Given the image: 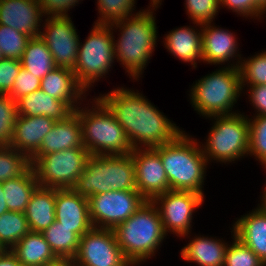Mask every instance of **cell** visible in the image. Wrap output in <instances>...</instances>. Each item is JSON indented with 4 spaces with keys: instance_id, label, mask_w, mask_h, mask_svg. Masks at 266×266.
<instances>
[{
    "instance_id": "4dcf8cb0",
    "label": "cell",
    "mask_w": 266,
    "mask_h": 266,
    "mask_svg": "<svg viewBox=\"0 0 266 266\" xmlns=\"http://www.w3.org/2000/svg\"><path fill=\"white\" fill-rule=\"evenodd\" d=\"M30 231L23 212L7 211L0 216V249L11 248Z\"/></svg>"
},
{
    "instance_id": "7402d4cb",
    "label": "cell",
    "mask_w": 266,
    "mask_h": 266,
    "mask_svg": "<svg viewBox=\"0 0 266 266\" xmlns=\"http://www.w3.org/2000/svg\"><path fill=\"white\" fill-rule=\"evenodd\" d=\"M232 234L247 245L266 266V213L259 207L241 216Z\"/></svg>"
},
{
    "instance_id": "ac0fdd59",
    "label": "cell",
    "mask_w": 266,
    "mask_h": 266,
    "mask_svg": "<svg viewBox=\"0 0 266 266\" xmlns=\"http://www.w3.org/2000/svg\"><path fill=\"white\" fill-rule=\"evenodd\" d=\"M202 61L207 64H223L232 58L238 56L236 64H230L233 67H239L241 54L237 51L236 35L222 28L211 26V23L202 24ZM237 53V55H236Z\"/></svg>"
},
{
    "instance_id": "8d00e7d4",
    "label": "cell",
    "mask_w": 266,
    "mask_h": 266,
    "mask_svg": "<svg viewBox=\"0 0 266 266\" xmlns=\"http://www.w3.org/2000/svg\"><path fill=\"white\" fill-rule=\"evenodd\" d=\"M17 116L16 101L8 94H0V146H10Z\"/></svg>"
},
{
    "instance_id": "9a60e30c",
    "label": "cell",
    "mask_w": 266,
    "mask_h": 266,
    "mask_svg": "<svg viewBox=\"0 0 266 266\" xmlns=\"http://www.w3.org/2000/svg\"><path fill=\"white\" fill-rule=\"evenodd\" d=\"M136 170V189L148 201L169 190V181L159 153L154 148L131 152Z\"/></svg>"
},
{
    "instance_id": "cb8c5ba5",
    "label": "cell",
    "mask_w": 266,
    "mask_h": 266,
    "mask_svg": "<svg viewBox=\"0 0 266 266\" xmlns=\"http://www.w3.org/2000/svg\"><path fill=\"white\" fill-rule=\"evenodd\" d=\"M56 188L38 186L33 192L25 216L30 231L43 232L56 220Z\"/></svg>"
},
{
    "instance_id": "8fae6325",
    "label": "cell",
    "mask_w": 266,
    "mask_h": 266,
    "mask_svg": "<svg viewBox=\"0 0 266 266\" xmlns=\"http://www.w3.org/2000/svg\"><path fill=\"white\" fill-rule=\"evenodd\" d=\"M87 199L92 225L104 229H114L130 218L146 201L137 190H111Z\"/></svg>"
},
{
    "instance_id": "5b68a950",
    "label": "cell",
    "mask_w": 266,
    "mask_h": 266,
    "mask_svg": "<svg viewBox=\"0 0 266 266\" xmlns=\"http://www.w3.org/2000/svg\"><path fill=\"white\" fill-rule=\"evenodd\" d=\"M72 189L87 198L111 190H137L136 170L131 153L90 155Z\"/></svg>"
},
{
    "instance_id": "7a4b0ae2",
    "label": "cell",
    "mask_w": 266,
    "mask_h": 266,
    "mask_svg": "<svg viewBox=\"0 0 266 266\" xmlns=\"http://www.w3.org/2000/svg\"><path fill=\"white\" fill-rule=\"evenodd\" d=\"M150 6L151 10H140L130 18L110 24L111 27L119 28V32L121 31L118 41H114L115 59L121 62L120 64L134 80H139V76L141 77L157 43L158 32L153 10H157L159 4Z\"/></svg>"
},
{
    "instance_id": "1f68e13d",
    "label": "cell",
    "mask_w": 266,
    "mask_h": 266,
    "mask_svg": "<svg viewBox=\"0 0 266 266\" xmlns=\"http://www.w3.org/2000/svg\"><path fill=\"white\" fill-rule=\"evenodd\" d=\"M31 167L30 159L9 146H0V182L17 178Z\"/></svg>"
},
{
    "instance_id": "83f0119b",
    "label": "cell",
    "mask_w": 266,
    "mask_h": 266,
    "mask_svg": "<svg viewBox=\"0 0 266 266\" xmlns=\"http://www.w3.org/2000/svg\"><path fill=\"white\" fill-rule=\"evenodd\" d=\"M4 197L9 211L25 213L27 204L39 183L30 167L23 175L2 182Z\"/></svg>"
},
{
    "instance_id": "7bdbcfd3",
    "label": "cell",
    "mask_w": 266,
    "mask_h": 266,
    "mask_svg": "<svg viewBox=\"0 0 266 266\" xmlns=\"http://www.w3.org/2000/svg\"><path fill=\"white\" fill-rule=\"evenodd\" d=\"M80 0H39L44 16L67 17L68 10L73 8Z\"/></svg>"
},
{
    "instance_id": "52a82bcc",
    "label": "cell",
    "mask_w": 266,
    "mask_h": 266,
    "mask_svg": "<svg viewBox=\"0 0 266 266\" xmlns=\"http://www.w3.org/2000/svg\"><path fill=\"white\" fill-rule=\"evenodd\" d=\"M190 89L191 104L203 117L229 115L241 91L239 67L228 65L200 78Z\"/></svg>"
},
{
    "instance_id": "2e32d148",
    "label": "cell",
    "mask_w": 266,
    "mask_h": 266,
    "mask_svg": "<svg viewBox=\"0 0 266 266\" xmlns=\"http://www.w3.org/2000/svg\"><path fill=\"white\" fill-rule=\"evenodd\" d=\"M43 15L39 0H0V24L30 38L39 36Z\"/></svg>"
},
{
    "instance_id": "e575fe53",
    "label": "cell",
    "mask_w": 266,
    "mask_h": 266,
    "mask_svg": "<svg viewBox=\"0 0 266 266\" xmlns=\"http://www.w3.org/2000/svg\"><path fill=\"white\" fill-rule=\"evenodd\" d=\"M30 37L0 24V51L4 58L20 60Z\"/></svg>"
},
{
    "instance_id": "277c9868",
    "label": "cell",
    "mask_w": 266,
    "mask_h": 266,
    "mask_svg": "<svg viewBox=\"0 0 266 266\" xmlns=\"http://www.w3.org/2000/svg\"><path fill=\"white\" fill-rule=\"evenodd\" d=\"M113 231L124 257L133 266L151 258L167 235L157 206L148 200Z\"/></svg>"
},
{
    "instance_id": "d6986e66",
    "label": "cell",
    "mask_w": 266,
    "mask_h": 266,
    "mask_svg": "<svg viewBox=\"0 0 266 266\" xmlns=\"http://www.w3.org/2000/svg\"><path fill=\"white\" fill-rule=\"evenodd\" d=\"M55 120L46 116L18 115L9 147L24 153L29 159L39 150L45 135Z\"/></svg>"
},
{
    "instance_id": "c3c4849f",
    "label": "cell",
    "mask_w": 266,
    "mask_h": 266,
    "mask_svg": "<svg viewBox=\"0 0 266 266\" xmlns=\"http://www.w3.org/2000/svg\"><path fill=\"white\" fill-rule=\"evenodd\" d=\"M262 193V202L261 204H259V207L266 213V187L264 188V191Z\"/></svg>"
},
{
    "instance_id": "603a6c76",
    "label": "cell",
    "mask_w": 266,
    "mask_h": 266,
    "mask_svg": "<svg viewBox=\"0 0 266 266\" xmlns=\"http://www.w3.org/2000/svg\"><path fill=\"white\" fill-rule=\"evenodd\" d=\"M201 31L193 27H180L171 30L165 35L164 45L174 57L183 62H190L193 68L198 61H202V24H199Z\"/></svg>"
},
{
    "instance_id": "f907efd6",
    "label": "cell",
    "mask_w": 266,
    "mask_h": 266,
    "mask_svg": "<svg viewBox=\"0 0 266 266\" xmlns=\"http://www.w3.org/2000/svg\"><path fill=\"white\" fill-rule=\"evenodd\" d=\"M3 58V56H2V53H1V51H0V60Z\"/></svg>"
},
{
    "instance_id": "484cf974",
    "label": "cell",
    "mask_w": 266,
    "mask_h": 266,
    "mask_svg": "<svg viewBox=\"0 0 266 266\" xmlns=\"http://www.w3.org/2000/svg\"><path fill=\"white\" fill-rule=\"evenodd\" d=\"M195 238V239H194ZM181 249L182 259L199 266H223L228 244L220 239L201 235L194 237Z\"/></svg>"
},
{
    "instance_id": "4fadbf2b",
    "label": "cell",
    "mask_w": 266,
    "mask_h": 266,
    "mask_svg": "<svg viewBox=\"0 0 266 266\" xmlns=\"http://www.w3.org/2000/svg\"><path fill=\"white\" fill-rule=\"evenodd\" d=\"M74 266H133L123 255L113 229L93 227L82 237Z\"/></svg>"
},
{
    "instance_id": "7c38bea8",
    "label": "cell",
    "mask_w": 266,
    "mask_h": 266,
    "mask_svg": "<svg viewBox=\"0 0 266 266\" xmlns=\"http://www.w3.org/2000/svg\"><path fill=\"white\" fill-rule=\"evenodd\" d=\"M152 202L159 210L165 233L173 232L178 237H187L192 228V215L202 206L204 196L192 191L168 190Z\"/></svg>"
},
{
    "instance_id": "74e56055",
    "label": "cell",
    "mask_w": 266,
    "mask_h": 266,
    "mask_svg": "<svg viewBox=\"0 0 266 266\" xmlns=\"http://www.w3.org/2000/svg\"><path fill=\"white\" fill-rule=\"evenodd\" d=\"M233 243L228 244L225 251L223 266H265L259 257L235 234H233Z\"/></svg>"
},
{
    "instance_id": "9c48e42d",
    "label": "cell",
    "mask_w": 266,
    "mask_h": 266,
    "mask_svg": "<svg viewBox=\"0 0 266 266\" xmlns=\"http://www.w3.org/2000/svg\"><path fill=\"white\" fill-rule=\"evenodd\" d=\"M113 30L110 25L95 24L85 43H79L77 63L73 71L77 82L85 91L106 76L114 63Z\"/></svg>"
},
{
    "instance_id": "4316f807",
    "label": "cell",
    "mask_w": 266,
    "mask_h": 266,
    "mask_svg": "<svg viewBox=\"0 0 266 266\" xmlns=\"http://www.w3.org/2000/svg\"><path fill=\"white\" fill-rule=\"evenodd\" d=\"M11 251L22 266H41L57 259L42 232L29 231Z\"/></svg>"
},
{
    "instance_id": "bcb514c9",
    "label": "cell",
    "mask_w": 266,
    "mask_h": 266,
    "mask_svg": "<svg viewBox=\"0 0 266 266\" xmlns=\"http://www.w3.org/2000/svg\"><path fill=\"white\" fill-rule=\"evenodd\" d=\"M41 266H74V264L70 259L57 258L55 261L43 264Z\"/></svg>"
},
{
    "instance_id": "6da1fadb",
    "label": "cell",
    "mask_w": 266,
    "mask_h": 266,
    "mask_svg": "<svg viewBox=\"0 0 266 266\" xmlns=\"http://www.w3.org/2000/svg\"><path fill=\"white\" fill-rule=\"evenodd\" d=\"M138 92L117 87L97 98L121 124L133 149L154 148L175 140L183 131Z\"/></svg>"
},
{
    "instance_id": "30bf717a",
    "label": "cell",
    "mask_w": 266,
    "mask_h": 266,
    "mask_svg": "<svg viewBox=\"0 0 266 266\" xmlns=\"http://www.w3.org/2000/svg\"><path fill=\"white\" fill-rule=\"evenodd\" d=\"M90 154L85 147L71 148L30 158L39 186L72 189Z\"/></svg>"
},
{
    "instance_id": "d4e9b609",
    "label": "cell",
    "mask_w": 266,
    "mask_h": 266,
    "mask_svg": "<svg viewBox=\"0 0 266 266\" xmlns=\"http://www.w3.org/2000/svg\"><path fill=\"white\" fill-rule=\"evenodd\" d=\"M18 115L46 116L55 121L64 120L73 111L63 102L41 89L16 100Z\"/></svg>"
},
{
    "instance_id": "f1b7e54d",
    "label": "cell",
    "mask_w": 266,
    "mask_h": 266,
    "mask_svg": "<svg viewBox=\"0 0 266 266\" xmlns=\"http://www.w3.org/2000/svg\"><path fill=\"white\" fill-rule=\"evenodd\" d=\"M20 62L25 70L39 79H42L57 67L51 52L40 36L29 39L25 51L20 58Z\"/></svg>"
},
{
    "instance_id": "681fc988",
    "label": "cell",
    "mask_w": 266,
    "mask_h": 266,
    "mask_svg": "<svg viewBox=\"0 0 266 266\" xmlns=\"http://www.w3.org/2000/svg\"><path fill=\"white\" fill-rule=\"evenodd\" d=\"M266 13V0H253Z\"/></svg>"
},
{
    "instance_id": "f35d334b",
    "label": "cell",
    "mask_w": 266,
    "mask_h": 266,
    "mask_svg": "<svg viewBox=\"0 0 266 266\" xmlns=\"http://www.w3.org/2000/svg\"><path fill=\"white\" fill-rule=\"evenodd\" d=\"M187 15L196 26L212 23L218 13L220 0H185Z\"/></svg>"
},
{
    "instance_id": "b9f144b4",
    "label": "cell",
    "mask_w": 266,
    "mask_h": 266,
    "mask_svg": "<svg viewBox=\"0 0 266 266\" xmlns=\"http://www.w3.org/2000/svg\"><path fill=\"white\" fill-rule=\"evenodd\" d=\"M220 6L227 7L244 17H254V19L255 17L259 19L266 14L253 0H220Z\"/></svg>"
},
{
    "instance_id": "ab89813d",
    "label": "cell",
    "mask_w": 266,
    "mask_h": 266,
    "mask_svg": "<svg viewBox=\"0 0 266 266\" xmlns=\"http://www.w3.org/2000/svg\"><path fill=\"white\" fill-rule=\"evenodd\" d=\"M41 79L21 67L16 77L9 96L16 101L22 96L28 95L40 89Z\"/></svg>"
},
{
    "instance_id": "44dd1931",
    "label": "cell",
    "mask_w": 266,
    "mask_h": 266,
    "mask_svg": "<svg viewBox=\"0 0 266 266\" xmlns=\"http://www.w3.org/2000/svg\"><path fill=\"white\" fill-rule=\"evenodd\" d=\"M79 147H84L82 126L78 114L73 111L64 120L56 121L53 128L43 138L39 150L34 155H44Z\"/></svg>"
},
{
    "instance_id": "60d3db41",
    "label": "cell",
    "mask_w": 266,
    "mask_h": 266,
    "mask_svg": "<svg viewBox=\"0 0 266 266\" xmlns=\"http://www.w3.org/2000/svg\"><path fill=\"white\" fill-rule=\"evenodd\" d=\"M22 65L20 60L2 58L0 60V94H10L13 83Z\"/></svg>"
},
{
    "instance_id": "836d02e7",
    "label": "cell",
    "mask_w": 266,
    "mask_h": 266,
    "mask_svg": "<svg viewBox=\"0 0 266 266\" xmlns=\"http://www.w3.org/2000/svg\"><path fill=\"white\" fill-rule=\"evenodd\" d=\"M242 61L239 65L242 89L246 84L247 86L266 85V51Z\"/></svg>"
},
{
    "instance_id": "ba28073f",
    "label": "cell",
    "mask_w": 266,
    "mask_h": 266,
    "mask_svg": "<svg viewBox=\"0 0 266 266\" xmlns=\"http://www.w3.org/2000/svg\"><path fill=\"white\" fill-rule=\"evenodd\" d=\"M210 118L215 120L214 125L206 144L201 145L207 162L213 159L226 164L248 156L250 135L247 115L237 112Z\"/></svg>"
},
{
    "instance_id": "d590c367",
    "label": "cell",
    "mask_w": 266,
    "mask_h": 266,
    "mask_svg": "<svg viewBox=\"0 0 266 266\" xmlns=\"http://www.w3.org/2000/svg\"><path fill=\"white\" fill-rule=\"evenodd\" d=\"M249 120V155L255 156L266 168V115L253 116Z\"/></svg>"
},
{
    "instance_id": "5bb4252c",
    "label": "cell",
    "mask_w": 266,
    "mask_h": 266,
    "mask_svg": "<svg viewBox=\"0 0 266 266\" xmlns=\"http://www.w3.org/2000/svg\"><path fill=\"white\" fill-rule=\"evenodd\" d=\"M44 23L39 36L51 52L56 66L74 69L80 40L70 16L47 17Z\"/></svg>"
},
{
    "instance_id": "e0dca14e",
    "label": "cell",
    "mask_w": 266,
    "mask_h": 266,
    "mask_svg": "<svg viewBox=\"0 0 266 266\" xmlns=\"http://www.w3.org/2000/svg\"><path fill=\"white\" fill-rule=\"evenodd\" d=\"M55 208L56 220L67 228H73L79 237L94 227L89 216L87 197L73 189L56 190Z\"/></svg>"
},
{
    "instance_id": "ee69618b",
    "label": "cell",
    "mask_w": 266,
    "mask_h": 266,
    "mask_svg": "<svg viewBox=\"0 0 266 266\" xmlns=\"http://www.w3.org/2000/svg\"><path fill=\"white\" fill-rule=\"evenodd\" d=\"M249 87L248 96L253 107L257 110L255 115H266V85H255Z\"/></svg>"
},
{
    "instance_id": "8992f818",
    "label": "cell",
    "mask_w": 266,
    "mask_h": 266,
    "mask_svg": "<svg viewBox=\"0 0 266 266\" xmlns=\"http://www.w3.org/2000/svg\"><path fill=\"white\" fill-rule=\"evenodd\" d=\"M93 101L92 109L75 110L82 126L83 146L90 155L130 154L133 147L121 124L98 98Z\"/></svg>"
},
{
    "instance_id": "7dc6e473",
    "label": "cell",
    "mask_w": 266,
    "mask_h": 266,
    "mask_svg": "<svg viewBox=\"0 0 266 266\" xmlns=\"http://www.w3.org/2000/svg\"><path fill=\"white\" fill-rule=\"evenodd\" d=\"M7 211L9 210H8L7 203L4 197L2 182H0V216Z\"/></svg>"
},
{
    "instance_id": "f546056e",
    "label": "cell",
    "mask_w": 266,
    "mask_h": 266,
    "mask_svg": "<svg viewBox=\"0 0 266 266\" xmlns=\"http://www.w3.org/2000/svg\"><path fill=\"white\" fill-rule=\"evenodd\" d=\"M46 242L57 258L72 260L78 250L80 237L57 220L43 232Z\"/></svg>"
},
{
    "instance_id": "d6a6232c",
    "label": "cell",
    "mask_w": 266,
    "mask_h": 266,
    "mask_svg": "<svg viewBox=\"0 0 266 266\" xmlns=\"http://www.w3.org/2000/svg\"><path fill=\"white\" fill-rule=\"evenodd\" d=\"M136 0H97L99 11L98 20L95 24L110 25L116 21L134 16Z\"/></svg>"
},
{
    "instance_id": "ffe728a7",
    "label": "cell",
    "mask_w": 266,
    "mask_h": 266,
    "mask_svg": "<svg viewBox=\"0 0 266 266\" xmlns=\"http://www.w3.org/2000/svg\"><path fill=\"white\" fill-rule=\"evenodd\" d=\"M40 89L50 96L63 101L72 111L85 97L86 91L77 82L73 69L56 67L41 79ZM78 102V103H77Z\"/></svg>"
},
{
    "instance_id": "f6af8a7d",
    "label": "cell",
    "mask_w": 266,
    "mask_h": 266,
    "mask_svg": "<svg viewBox=\"0 0 266 266\" xmlns=\"http://www.w3.org/2000/svg\"><path fill=\"white\" fill-rule=\"evenodd\" d=\"M0 266H22L11 250H0Z\"/></svg>"
},
{
    "instance_id": "3957f363",
    "label": "cell",
    "mask_w": 266,
    "mask_h": 266,
    "mask_svg": "<svg viewBox=\"0 0 266 266\" xmlns=\"http://www.w3.org/2000/svg\"><path fill=\"white\" fill-rule=\"evenodd\" d=\"M165 169L169 190L203 194L207 160L200 144L183 131L175 140L154 147Z\"/></svg>"
}]
</instances>
